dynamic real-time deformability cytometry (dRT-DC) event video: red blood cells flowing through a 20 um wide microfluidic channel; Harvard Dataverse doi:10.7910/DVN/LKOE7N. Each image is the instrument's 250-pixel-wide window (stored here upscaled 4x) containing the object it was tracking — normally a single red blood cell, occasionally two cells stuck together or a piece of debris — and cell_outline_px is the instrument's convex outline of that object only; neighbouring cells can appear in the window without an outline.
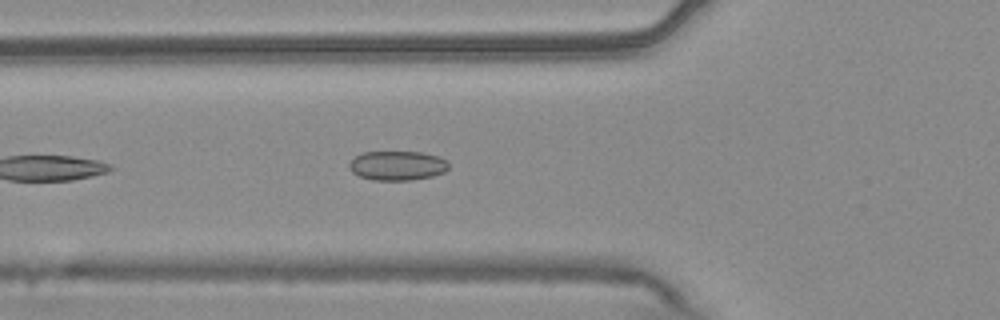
{"species": "common noctule bat (a hibernating species)", "species_latin": "Nyctalus noctula", "temperature_condition": "warm", "stored_images_in_passage": 22, "camera_frame_rate_fps": 3000, "um_per_image_px": 0.085, "animal": {"sex": "male", "body_mass_g": 20.4}, "frame": {"image": 1, "passage_image": 7, "time_ms": 2.0, "image_size_px": [1000, 320], "cell_outline_px": [[448, 168], [444, 172], [432, 176], [412, 180], [372, 180], [360, 176], [352, 172], [348, 168], [348, 164], [356, 156], [364, 152], [420, 152], [440, 156], [448, 164]], "centroid_in_image_um": [33.76, 14.08], "position_along_channel_um": 92.0, "area_um2": 16.99}}